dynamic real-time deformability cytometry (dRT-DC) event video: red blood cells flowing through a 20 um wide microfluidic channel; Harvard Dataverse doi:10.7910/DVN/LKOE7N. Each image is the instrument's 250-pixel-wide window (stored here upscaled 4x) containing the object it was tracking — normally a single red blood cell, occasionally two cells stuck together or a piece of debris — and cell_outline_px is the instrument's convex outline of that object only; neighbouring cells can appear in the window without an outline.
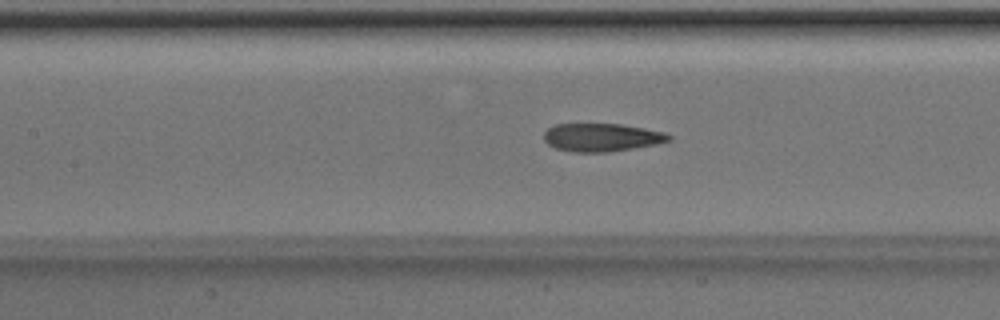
{"species": "Egyptian fruit bat (a non-hibernating species)", "species_latin": "Rousettus aegyptiacus", "temperature_condition": "room temperature", "stored_images_in_passage": 50, "camera_frame_rate_fps": 3000, "um_per_image_px": 0.085, "animal": {"sex": "male"}, "frame": {"image": 1, "passage_image": 22, "time_ms": 7.0, "image_size_px": [1000, 320], "cell_outline_px": [[672, 140], [656, 144], [608, 152], [576, 152], [556, 148], [548, 144], [544, 140], [544, 132], [548, 128], [556, 124], [620, 124], [644, 128], [664, 132], [672, 136]], "centroid_in_image_um": [51.15, 11.67], "position_along_channel_um": 156.3, "area_um2": 20.35}}
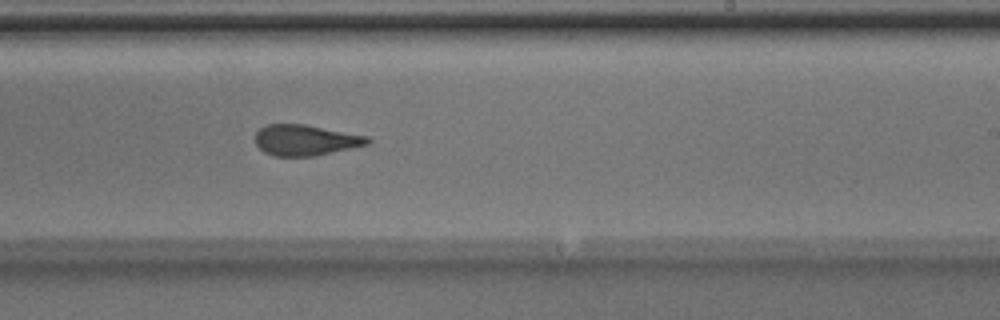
{"frame": {"image": 2, "passage_image": 30, "time_ms": 9.667, "image_size_px": [1000, 320], "cell_outline_px": [[372, 140], [368, 144], [316, 156], [272, 156], [264, 152], [256, 144], [256, 132], [260, 128], [268, 124], [304, 124], [368, 136]], "centroid_in_image_um": [25.96, 11.91], "position_along_channel_um": 263.0, "area_um2": 20.11}}
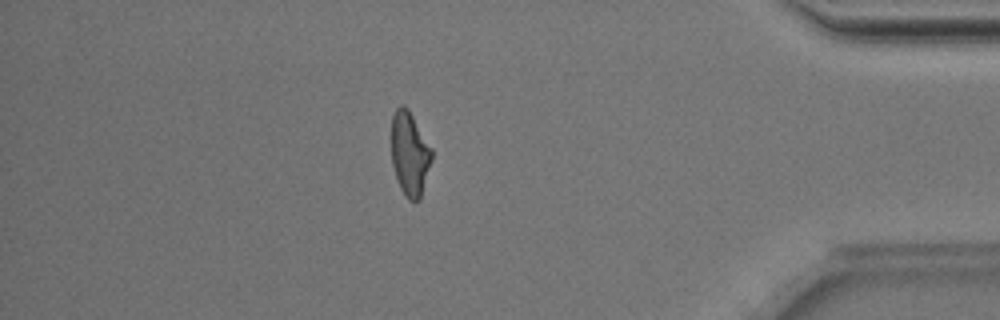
{"frame": {"image": 3, "passage_image": 43, "time_ms": 14.0, "image_size_px": [1000, 320], "cell_outline_px": [[432, 160], [420, 200], [416, 204], [408, 200], [404, 196], [396, 180], [392, 164], [392, 116], [396, 108], [400, 104], [404, 104], [408, 108], [432, 148]], "centroid_in_image_um": [34.83, 13.1], "position_along_channel_um": 400.4, "area_um2": 20.11}, "authors_computed_cell_mechanics": {"area_um2": 20.9236, "velocity_mm_per_s": 4.0259, "shape_relaxation_time_tau1_ms": 4.2216, "shape_relaxation_time_tau2_ms": 1.8493, "deformation_change_tau1": 0.1838, "deformation_change_tau2": 0.1177}}